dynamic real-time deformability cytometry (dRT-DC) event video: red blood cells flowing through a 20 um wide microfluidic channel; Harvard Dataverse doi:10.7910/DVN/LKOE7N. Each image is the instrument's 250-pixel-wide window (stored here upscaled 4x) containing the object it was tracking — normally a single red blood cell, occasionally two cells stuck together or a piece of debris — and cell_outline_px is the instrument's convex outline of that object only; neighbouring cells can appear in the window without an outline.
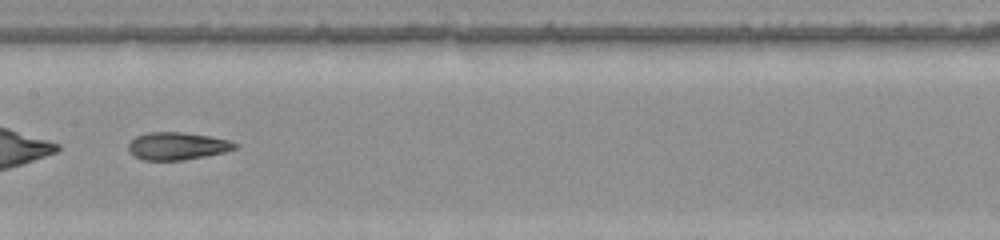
{"species": "common noctule bat (a hibernating species)", "species_latin": "Nyctalus noctula", "temperature_condition": "warm", "stored_images_in_passage": 32, "camera_frame_rate_fps": 3000, "um_per_image_px": 0.085, "animal": {"sex": "female", "body_mass_g": 22.0, "forearm_length_mm": 56.7}, "frame": {"image": 1, "passage_image": 10, "time_ms": 3.0, "image_size_px": [1000, 240], "cell_outline_px": [[240, 144], [236, 148], [224, 152], [184, 160], [144, 160], [136, 156], [128, 148], [128, 144], [136, 136], [148, 132], [184, 132], [208, 136], [228, 140]], "centroid_in_image_um": [15.08, 12.4], "position_along_channel_um": 192.3, "area_um2": 16.94}}
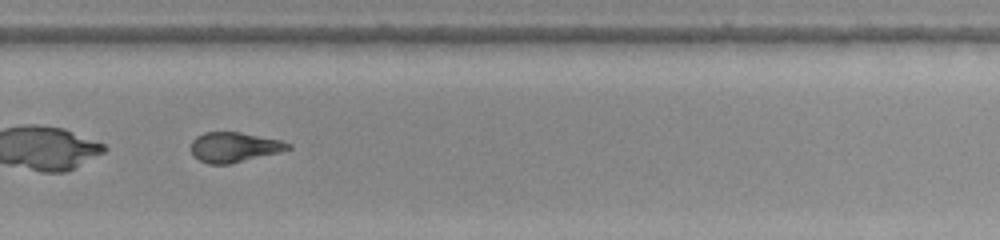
{"frame": {"image": 2, "passage_image": 19, "time_ms": 6.0, "image_size_px": [1000, 240], "cell_outline_px": [[292, 148], [280, 152], [228, 164], [208, 164], [192, 156], [192, 140], [196, 136], [204, 132], [240, 132], [280, 140], [292, 144]], "centroid_in_image_um": [19.9, 12.5], "position_along_channel_um": 309.9, "area_um2": 16.88}}